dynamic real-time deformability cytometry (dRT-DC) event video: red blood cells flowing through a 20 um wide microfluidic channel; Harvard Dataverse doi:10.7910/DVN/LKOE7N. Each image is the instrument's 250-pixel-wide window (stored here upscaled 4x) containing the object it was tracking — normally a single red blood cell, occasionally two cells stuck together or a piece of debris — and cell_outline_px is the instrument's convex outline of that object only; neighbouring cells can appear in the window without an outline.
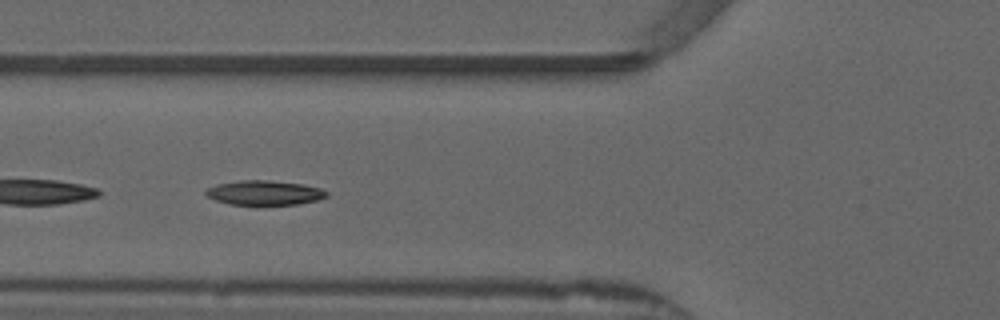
{"species": "common noctule bat (a hibernating species)", "species_latin": "Nyctalus noctula", "temperature_condition": "warm", "stored_images_in_passage": 37, "camera_frame_rate_fps": 3000, "um_per_image_px": 0.085, "animal": {"sex": "male", "forearm_length_mm": 52.5}, "frame": {"image": 1, "passage_image": 6, "time_ms": 1.667, "image_size_px": [1000, 320], "cell_outline_px": [[328, 196], [316, 200], [296, 204], [228, 204], [216, 200], [208, 196], [204, 192], [208, 188], [216, 184], [240, 180], [264, 180], [304, 184], [320, 188], [328, 192]], "centroid_in_image_um": [22.47, 16.37], "position_along_channel_um": 103.3, "area_um2": 17.05}, "authors_computed_cell_mechanics": {"area_um2": 17.2822, "velocity_mm_per_s": 3.8372, "shape_relaxation_time_tau1_ms": 4.9165, "shape_relaxation_time_tau2_ms": 8.6702, "deformation_change_tau1": 0.1443, "deformation_change_tau2": 0.1257}}